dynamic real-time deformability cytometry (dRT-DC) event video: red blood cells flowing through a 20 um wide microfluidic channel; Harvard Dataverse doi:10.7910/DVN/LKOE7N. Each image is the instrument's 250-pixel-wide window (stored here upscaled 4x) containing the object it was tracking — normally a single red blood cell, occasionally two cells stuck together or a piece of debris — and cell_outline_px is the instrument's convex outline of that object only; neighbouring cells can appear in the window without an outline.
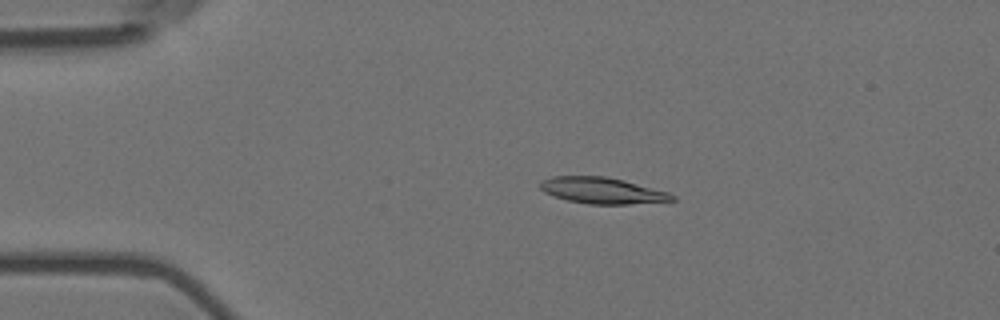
{"species": "Egyptian fruit bat (a non-hibernating species)", "species_latin": "Rousettus aegyptiacus", "temperature_condition": "room temperature", "stored_images_in_passage": 4, "camera_frame_rate_fps": 3000, "um_per_image_px": 0.085, "animal": {"sex": "female"}, "frame": {"image": 1, "passage_image": 2, "time_ms": 0.333, "image_size_px": [1000, 320], "cell_outline_px": [[676, 200], [628, 204], [588, 204], [568, 200], [544, 192], [540, 188], [540, 180], [552, 176], [604, 176], [624, 180], [668, 192], [676, 196]], "centroid_in_image_um": [51.18, 16.19], "position_along_channel_um": 33.8, "area_um2": 20.06}}
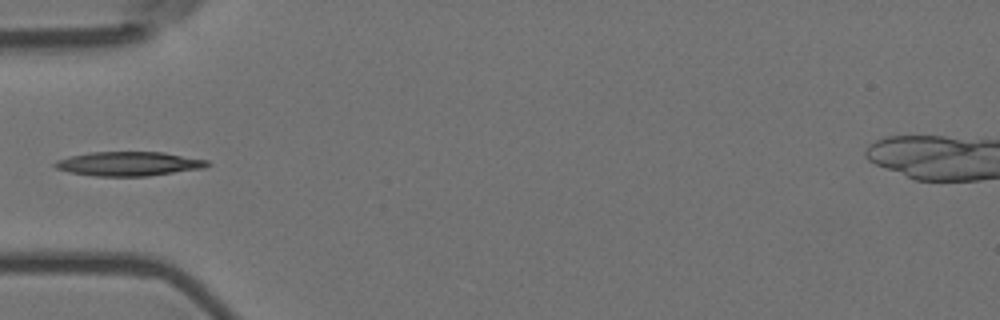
{"frame": {"image": 2, "passage_image": 4, "time_ms": 1.0, "image_size_px": [1000, 320], "cell_outline_px": [[212, 164], [204, 168], [148, 176], [96, 176], [68, 172], [56, 168], [52, 164], [56, 160], [88, 152], [164, 152], [208, 160]], "centroid_in_image_um": [10.96, 13.92], "position_along_channel_um": 74.0, "area_um2": 21.56}}